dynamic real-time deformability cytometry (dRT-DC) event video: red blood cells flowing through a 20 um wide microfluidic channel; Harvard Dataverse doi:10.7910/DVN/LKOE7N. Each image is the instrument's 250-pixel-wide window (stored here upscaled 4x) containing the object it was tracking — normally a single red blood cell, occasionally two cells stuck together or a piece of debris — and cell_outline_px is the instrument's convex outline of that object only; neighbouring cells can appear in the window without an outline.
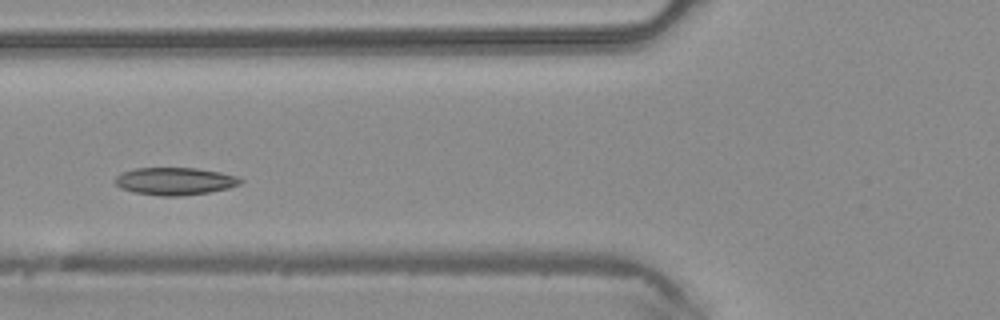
{"species": "common noctule bat (a hibernating species)", "species_latin": "Nyctalus noctula", "temperature_condition": "warm", "stored_images_in_passage": 5, "camera_frame_rate_fps": 3000, "um_per_image_px": 0.085, "animal": {"sex": "male", "body_mass_g": 20.4}, "frame": {"image": 1, "passage_image": 4, "time_ms": 1.0, "image_size_px": [1000, 320], "cell_outline_px": [[244, 180], [240, 184], [228, 188], [208, 192], [180, 196], [160, 196], [132, 192], [120, 188], [112, 180], [120, 172], [136, 168], [196, 168], [220, 172], [236, 176]], "centroid_in_image_um": [14.81, 15.4], "position_along_channel_um": 111.0, "area_um2": 20.23}}
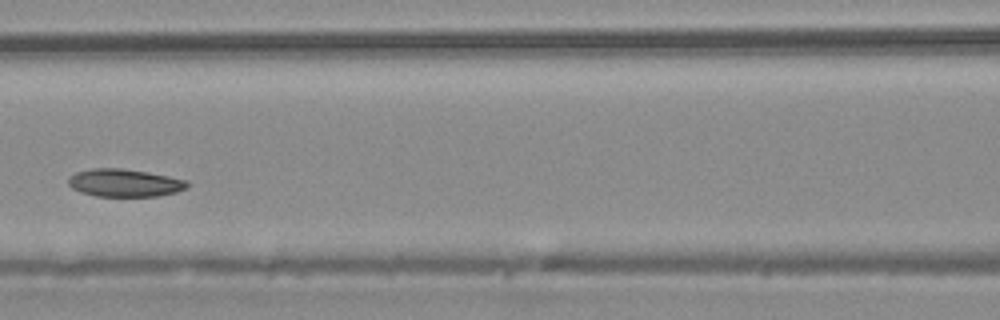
{"frame": {"image": 2, "passage_image": 5, "time_ms": 1.333, "image_size_px": [1000, 320], "cell_outline_px": [[188, 188], [176, 192], [156, 196], [96, 196], [80, 192], [72, 188], [68, 184], [68, 180], [76, 172], [92, 168], [120, 168], [148, 172], [188, 180]], "centroid_in_image_um": [10.6, 15.54], "position_along_channel_um": 156.0, "area_um2": 19.19}}